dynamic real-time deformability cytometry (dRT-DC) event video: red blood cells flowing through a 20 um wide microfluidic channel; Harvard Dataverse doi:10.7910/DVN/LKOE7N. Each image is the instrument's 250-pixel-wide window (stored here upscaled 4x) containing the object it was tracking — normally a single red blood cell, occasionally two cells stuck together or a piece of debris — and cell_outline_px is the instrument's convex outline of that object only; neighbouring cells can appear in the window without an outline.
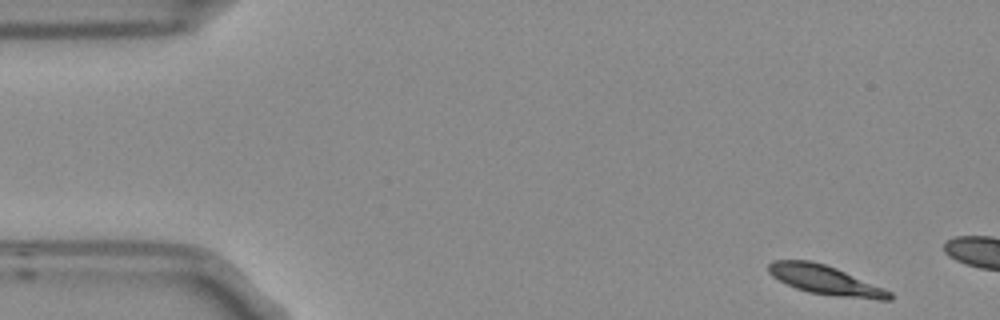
{"species": "Egyptian fruit bat (a non-hibernating species)", "species_latin": "Rousettus aegyptiacus", "temperature_condition": "room temperature", "stored_images_in_passage": 3, "camera_frame_rate_fps": 3000, "um_per_image_px": 0.085, "frame": {"image": 1, "passage_image": 1, "time_ms": 0.0, "image_size_px": [1000, 320], "cell_outline_px": [[892, 300], [876, 300], [836, 296], [808, 292], [796, 288], [772, 276], [768, 272], [768, 264], [772, 260], [808, 260], [824, 264], [836, 268], [884, 288], [892, 292]], "centroid_in_image_um": [70.17, 23.81], "position_along_channel_um": 14.8, "area_um2": 20.52}}